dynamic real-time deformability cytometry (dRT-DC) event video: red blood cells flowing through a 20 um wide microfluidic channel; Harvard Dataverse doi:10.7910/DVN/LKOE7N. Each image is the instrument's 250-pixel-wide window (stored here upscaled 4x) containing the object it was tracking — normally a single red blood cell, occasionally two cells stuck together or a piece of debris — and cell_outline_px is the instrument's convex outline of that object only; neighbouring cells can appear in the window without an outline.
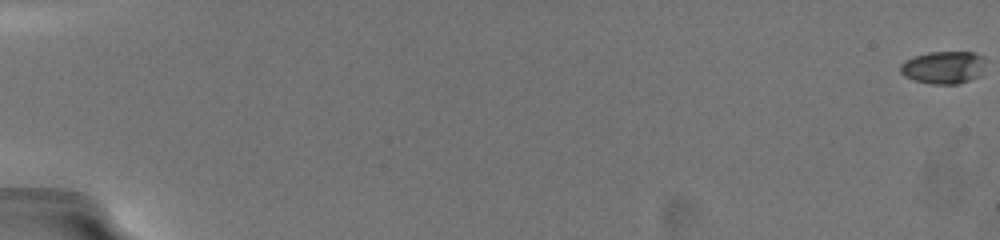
{"species": "common noctule bat (a hibernating species)", "species_latin": "Nyctalus noctula", "temperature_condition": "warm", "stored_images_in_passage": 28, "camera_frame_rate_fps": 3000, "um_per_image_px": 0.085, "animal": {"sex": "female", "body_mass_g": 19.5, "forearm_length_mm": 54.1}, "frame": {"image": 1, "passage_image": 1, "time_ms": 0.0, "image_size_px": [1000, 240], "cell_outline_px": [[984, 56], [976, 76], [968, 80], [956, 84], [932, 84], [916, 80], [904, 76], [900, 72], [900, 64], [904, 60], [912, 56], [928, 52], [976, 52]], "centroid_in_image_um": [80.09, 5.71], "position_along_channel_um": 4.9, "area_um2": 15.84}}
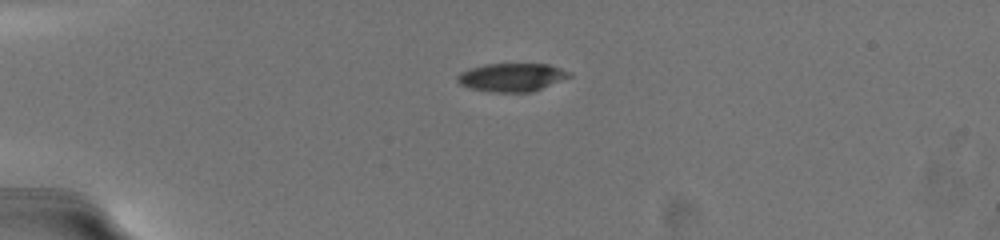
{"frame": {"image": 2, "passage_image": 24, "time_ms": 5.667, "image_size_px": [1000, 240], "cell_outline_px": [[572, 76], [532, 92], [492, 92], [472, 88], [460, 84], [456, 80], [456, 76], [460, 72], [468, 68], [484, 64], [548, 64], [572, 72]], "centroid_in_image_um": [43.49, 6.56], "position_along_channel_um": 41.5, "area_um2": 18.5}}